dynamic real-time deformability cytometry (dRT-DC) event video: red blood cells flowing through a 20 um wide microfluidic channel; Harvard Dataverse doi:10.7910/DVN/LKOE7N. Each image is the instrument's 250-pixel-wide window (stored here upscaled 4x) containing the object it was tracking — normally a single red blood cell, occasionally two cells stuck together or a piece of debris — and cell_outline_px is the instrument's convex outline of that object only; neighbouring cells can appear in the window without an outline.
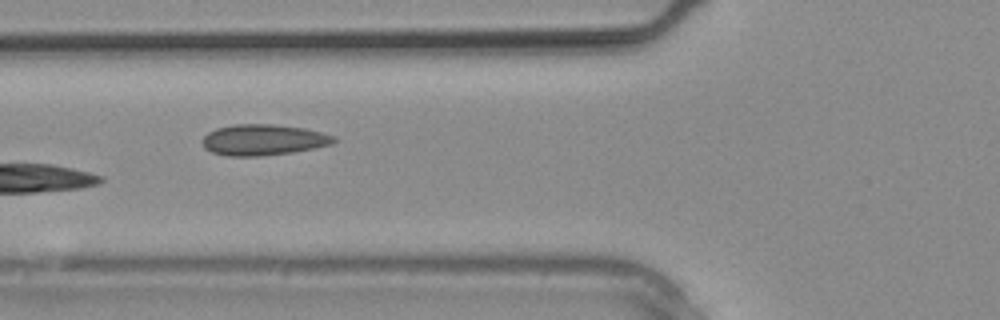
{"species": "common noctule bat (a hibernating species)", "species_latin": "Nyctalus noctula", "temperature_condition": "warm", "stored_images_in_passage": 25, "camera_frame_rate_fps": 3000, "um_per_image_px": 0.085, "animal": {"sex": "male", "body_mass_g": 20.4}, "frame": {"image": 1, "passage_image": 8, "time_ms": 2.333, "image_size_px": [1000, 320], "cell_outline_px": [[336, 140], [332, 144], [292, 152], [260, 156], [228, 156], [212, 152], [204, 148], [204, 136], [208, 132], [216, 128], [236, 124], [272, 124], [304, 128], [336, 136]], "centroid_in_image_um": [22.38, 11.88], "position_along_channel_um": 103.4, "area_um2": 23.52}}